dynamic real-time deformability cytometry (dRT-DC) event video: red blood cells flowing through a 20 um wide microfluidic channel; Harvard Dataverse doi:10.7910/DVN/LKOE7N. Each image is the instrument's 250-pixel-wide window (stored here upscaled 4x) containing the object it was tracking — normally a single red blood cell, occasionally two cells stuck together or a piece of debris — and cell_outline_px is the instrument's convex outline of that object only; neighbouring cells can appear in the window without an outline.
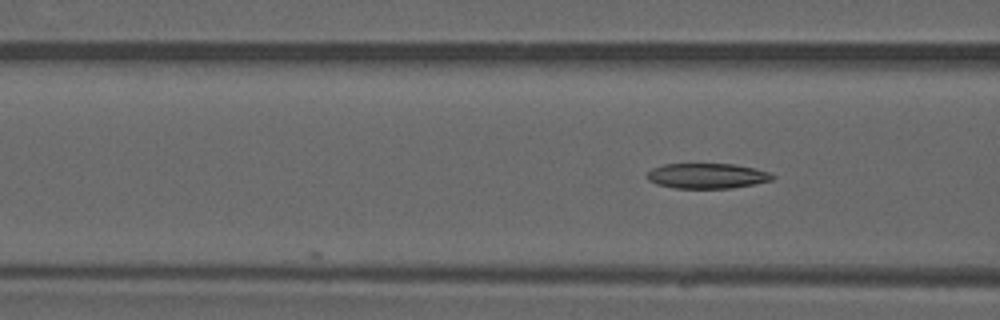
{"species": "common noctule bat (a hibernating species)", "species_latin": "Nyctalus noctula", "temperature_condition": "warm", "stored_images_in_passage": 5, "camera_frame_rate_fps": 3000, "um_per_image_px": 0.085, "animal": {"sex": "male", "forearm_length_mm": 52.5}, "frame": {"image": 1, "passage_image": 5, "time_ms": 4.667, "image_size_px": [1000, 320], "cell_outline_px": [[776, 176], [772, 180], [756, 184], [732, 188], [672, 188], [656, 184], [648, 180], [644, 176], [652, 168], [664, 164], [736, 164], [756, 168], [768, 172]], "centroid_in_image_um": [60.09, 14.95], "position_along_channel_um": 106.5, "area_um2": 18.67}}